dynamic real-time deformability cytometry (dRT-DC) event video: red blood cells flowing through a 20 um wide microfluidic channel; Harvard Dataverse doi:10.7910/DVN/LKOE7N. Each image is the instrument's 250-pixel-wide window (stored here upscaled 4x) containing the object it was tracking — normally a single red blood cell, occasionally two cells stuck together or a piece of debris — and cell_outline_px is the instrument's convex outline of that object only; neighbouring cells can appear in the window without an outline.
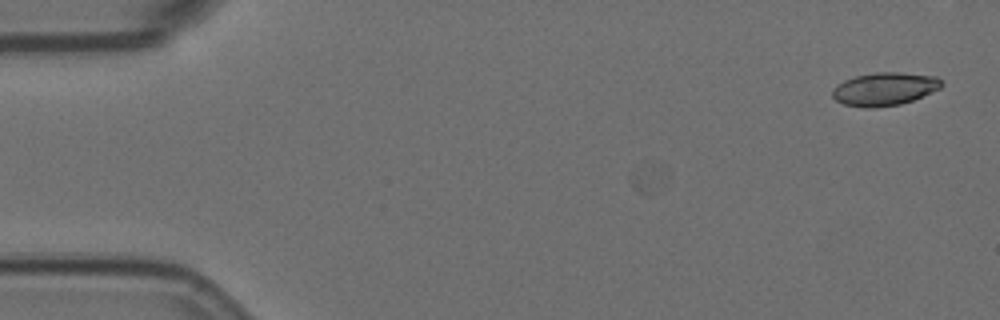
{"species": "Egyptian fruit bat (a non-hibernating species)", "species_latin": "Rousettus aegyptiacus", "temperature_condition": "room temperature", "stored_images_in_passage": 5, "camera_frame_rate_fps": 3000, "um_per_image_px": 0.085, "animal": {"sex": "female"}, "frame": {"image": 1, "passage_image": 5, "time_ms": 1.333, "image_size_px": [1000, 320], "cell_outline_px": [[944, 84], [940, 88], [912, 100], [900, 104], [872, 108], [864, 108], [844, 104], [836, 100], [832, 96], [832, 88], [836, 84], [844, 80], [856, 76], [876, 72], [900, 72], [936, 76], [944, 80]], "centroid_in_image_um": [75.18, 7.55], "position_along_channel_um": 9.8, "area_um2": 21.15}}